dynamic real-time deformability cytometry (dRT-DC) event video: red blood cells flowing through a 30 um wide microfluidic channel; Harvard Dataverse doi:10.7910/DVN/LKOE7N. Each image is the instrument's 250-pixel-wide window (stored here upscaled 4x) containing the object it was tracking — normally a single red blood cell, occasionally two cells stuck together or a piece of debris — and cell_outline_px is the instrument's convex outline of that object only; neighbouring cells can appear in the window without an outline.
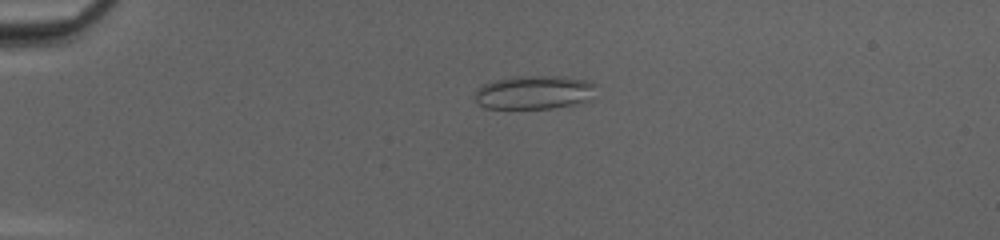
{"species": "common noctule bat (a hibernating species)", "species_latin": "Nyctalus noctula", "temperature_condition": "cold", "stored_images_in_passage": 44, "camera_frame_rate_fps": 3000, "um_per_image_px": 0.085, "animal": {"sex": "female", "body_mass_g": 20.0, "forearm_length_mm": 54.0}, "frame": {"image": 1, "passage_image": 6, "time_ms": 1.667, "image_size_px": [1000, 240], "cell_outline_px": [[596, 84], [588, 100], [572, 104], [552, 108], [484, 108], [476, 100], [476, 92], [484, 84], [496, 80], [512, 76], [560, 76], [584, 80]], "centroid_in_image_um": [45.38, 7.84], "position_along_channel_um": 39.6, "area_um2": 23.29}}
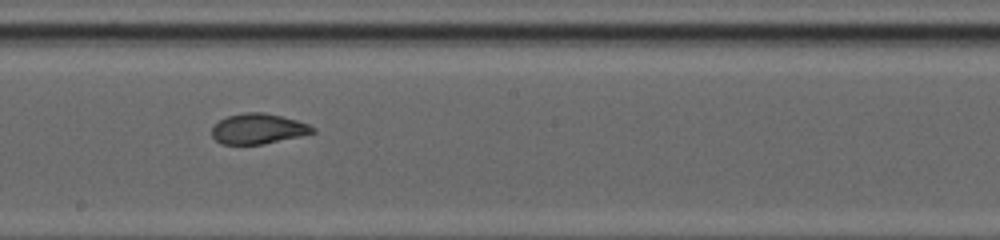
{"frame": {"image": 2, "passage_image": 23, "time_ms": 7.333, "image_size_px": [1000, 240], "cell_outline_px": [[316, 132], [300, 136], [264, 144], [220, 144], [212, 136], [212, 124], [228, 116], [244, 112], [264, 112], [296, 120], [308, 124], [316, 128]], "centroid_in_image_um": [21.93, 10.94], "position_along_channel_um": 226.3, "area_um2": 17.86}}
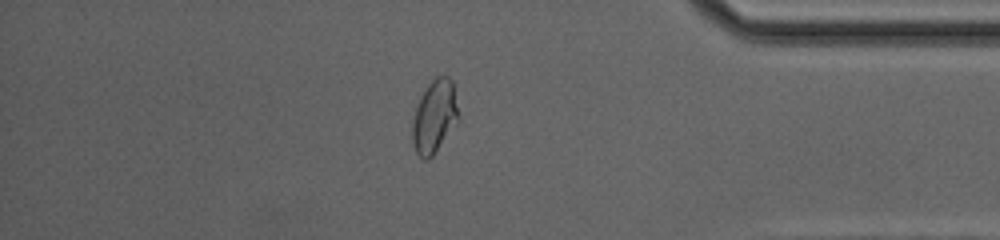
{"frame": {"image": 3, "passage_image": 37, "time_ms": 12.0, "image_size_px": [1000, 240], "cell_outline_px": [[460, 120], [432, 156], [428, 160], [424, 160], [416, 152], [412, 144], [412, 124], [416, 108], [420, 96], [424, 88], [436, 76], [448, 76], [452, 80], [460, 116]], "centroid_in_image_um": [36.94, 9.9], "position_along_channel_um": 398.3, "area_um2": 19.83}, "authors_computed_cell_mechanics": {"area_um2": 19.6231, "velocity_mm_per_s": 4.1587, "shape_relaxation_time_tau1_ms": null, "shape_relaxation_time_tau2_ms": 0.6796, "deformation_change_tau1": null, "deformation_change_tau2": 0.0576}}